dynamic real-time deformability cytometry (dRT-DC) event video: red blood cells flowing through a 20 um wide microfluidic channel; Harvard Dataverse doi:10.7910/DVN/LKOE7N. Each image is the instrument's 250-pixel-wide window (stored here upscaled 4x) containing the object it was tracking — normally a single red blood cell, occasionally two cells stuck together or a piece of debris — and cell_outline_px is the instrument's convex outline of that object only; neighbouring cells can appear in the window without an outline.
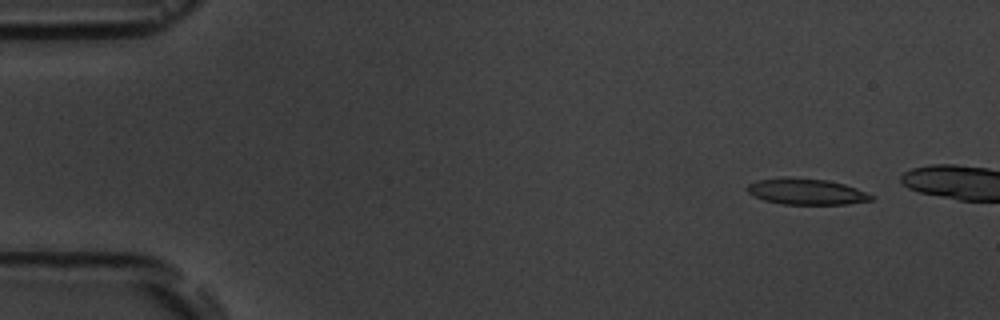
{"species": "common noctule bat (a hibernating species)", "species_latin": "Nyctalus noctula", "temperature_condition": "room temperature", "stored_images_in_passage": 3, "camera_frame_rate_fps": 3000, "um_per_image_px": 0.085, "animal": {"sex": "male", "body_mass_g": 19.5, "forearm_length_mm": 54.6}, "frame": {"image": 1, "passage_image": 1, "time_ms": 0.0, "image_size_px": [1000, 320], "cell_outline_px": [[872, 200], [848, 204], [784, 204], [764, 200], [748, 192], [748, 184], [756, 180], [784, 176], [828, 180], [844, 184], [856, 188], [872, 196]], "centroid_in_image_um": [68.51, 16.27], "position_along_channel_um": 16.5, "area_um2": 18.73}}